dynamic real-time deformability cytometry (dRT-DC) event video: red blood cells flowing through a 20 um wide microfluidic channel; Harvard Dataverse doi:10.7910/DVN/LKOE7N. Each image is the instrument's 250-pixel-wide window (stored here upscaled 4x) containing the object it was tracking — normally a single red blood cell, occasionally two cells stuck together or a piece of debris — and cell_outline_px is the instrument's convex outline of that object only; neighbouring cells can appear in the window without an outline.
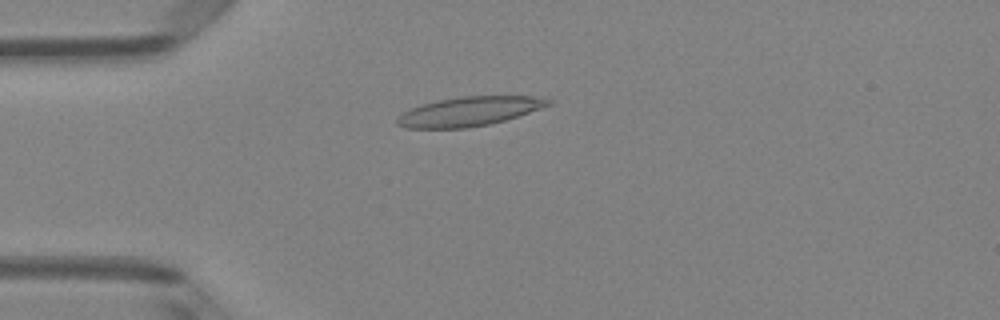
{"species": "Egyptian fruit bat (a non-hibernating species)", "species_latin": "Rousettus aegyptiacus", "temperature_condition": "room temperature", "stored_images_in_passage": 51, "camera_frame_rate_fps": 3000, "um_per_image_px": 0.085, "animal": {"sex": "female"}, "frame": {"image": 1, "passage_image": 13, "time_ms": 4.0, "image_size_px": [1000, 320], "cell_outline_px": [[552, 104], [504, 120], [488, 124], [468, 128], [408, 128], [396, 124], [396, 120], [404, 112], [420, 104], [460, 96], [544, 96], [552, 100]], "centroid_in_image_um": [39.91, 9.46], "position_along_channel_um": 45.1, "area_um2": 25.55}}
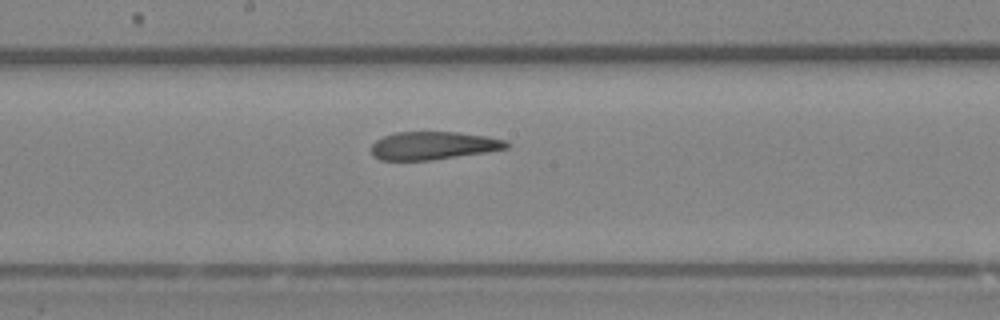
{"frame": {"image": 2, "passage_image": 27, "time_ms": 8.667, "image_size_px": [1000, 320], "cell_outline_px": [[512, 144], [508, 148], [488, 152], [432, 160], [380, 160], [372, 156], [368, 148], [376, 140], [384, 136], [396, 132], [456, 132], [488, 136], [504, 140]], "centroid_in_image_um": [36.81, 12.38], "position_along_channel_um": 211.4, "area_um2": 22.37}}
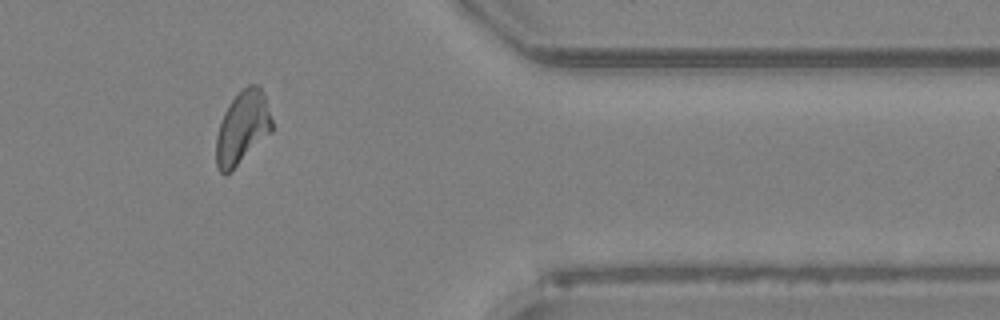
{"frame": {"image": 3, "passage_image": 42, "time_ms": 13.667, "image_size_px": [1000, 320], "cell_outline_px": [[272, 132], [224, 176], [216, 168], [216, 136], [224, 112], [228, 104], [248, 84], [260, 84], [272, 120]], "centroid_in_image_um": [20.59, 10.84], "position_along_channel_um": 390.8, "area_um2": 23.35}, "authors_computed_cell_mechanics": {"area_um2": 23.7558, "velocity_mm_per_s": 3.9952, "shape_relaxation_time_tau1_ms": null, "shape_relaxation_time_tau2_ms": 3.7471, "deformation_change_tau1": null, "deformation_change_tau2": 0.1214}}